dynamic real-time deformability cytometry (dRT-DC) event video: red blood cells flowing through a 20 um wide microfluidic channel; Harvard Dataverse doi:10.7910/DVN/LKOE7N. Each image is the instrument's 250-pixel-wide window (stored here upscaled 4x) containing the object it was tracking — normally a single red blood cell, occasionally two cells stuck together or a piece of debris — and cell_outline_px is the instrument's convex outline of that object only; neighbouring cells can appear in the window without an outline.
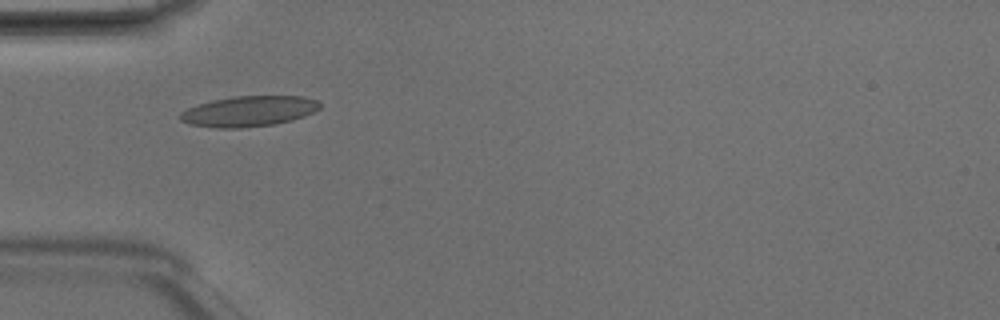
{"species": "Egyptian fruit bat (a non-hibernating species)", "species_latin": "Rousettus aegyptiacus", "temperature_condition": "room temperature", "stored_images_in_passage": 6, "camera_frame_rate_fps": 3000, "um_per_image_px": 0.085, "animal": {"sex": "male"}, "frame": {"image": 1, "passage_image": 4, "time_ms": 1.0, "image_size_px": [1000, 320], "cell_outline_px": [[320, 108], [304, 116], [292, 120], [272, 124], [240, 128], [216, 128], [188, 124], [180, 120], [180, 112], [188, 108], [212, 100], [236, 96], [304, 96], [316, 100], [320, 104]], "centroid_in_image_um": [21.13, 9.45], "position_along_channel_um": 63.9, "area_um2": 24.68}}